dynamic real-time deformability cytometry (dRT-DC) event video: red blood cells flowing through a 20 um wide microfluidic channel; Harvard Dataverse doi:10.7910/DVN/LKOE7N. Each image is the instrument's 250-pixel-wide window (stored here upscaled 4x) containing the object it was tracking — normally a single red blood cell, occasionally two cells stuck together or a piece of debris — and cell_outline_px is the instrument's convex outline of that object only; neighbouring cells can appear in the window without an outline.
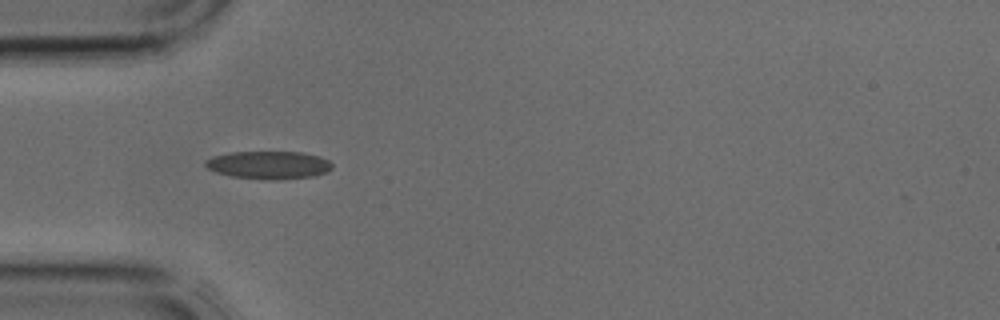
{"species": "common noctule bat (a hibernating species)", "species_latin": "Nyctalus noctula", "temperature_condition": "cold", "stored_images_in_passage": 1, "camera_frame_rate_fps": 3000, "um_per_image_px": 0.085, "animal": {"sex": "male", "body_mass_g": 17.9, "forearm_length_mm": 54.2}, "frame": {"image": 1, "passage_image": 1, "time_ms": 0.0, "image_size_px": [1000, 320], "cell_outline_px": [[332, 168], [328, 172], [316, 176], [280, 180], [264, 180], [232, 176], [216, 172], [208, 168], [204, 164], [204, 160], [212, 156], [232, 152], [300, 152], [320, 156], [328, 160], [332, 164]], "centroid_in_image_um": [22.86, 14.03], "position_along_channel_um": 62.1, "area_um2": 20.87}}